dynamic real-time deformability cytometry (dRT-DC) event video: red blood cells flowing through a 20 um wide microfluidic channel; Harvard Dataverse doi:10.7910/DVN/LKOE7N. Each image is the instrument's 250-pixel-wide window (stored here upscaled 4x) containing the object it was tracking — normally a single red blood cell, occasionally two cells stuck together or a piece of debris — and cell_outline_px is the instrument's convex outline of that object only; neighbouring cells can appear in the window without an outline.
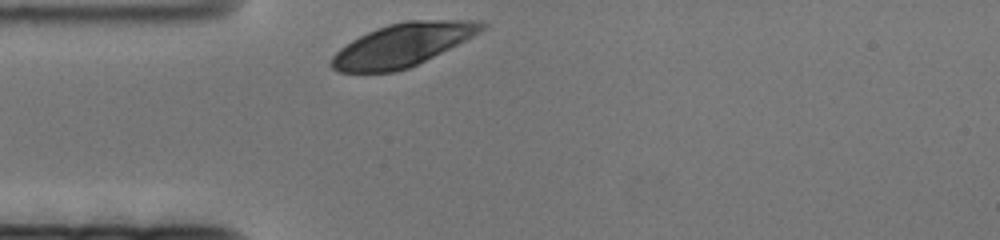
{"species": "human", "species_latin": "Homo sapiens", "temperature_condition": "cold", "stored_images_in_passage": 43, "camera_frame_rate_fps": 3000, "um_per_image_px": 0.085, "donor": {"sex": "female"}, "frame": {"image": 1, "passage_image": 1, "time_ms": 0.0, "image_size_px": [1000, 240], "cell_outline_px": [[488, 24], [480, 32], [408, 68], [396, 72], [340, 72], [332, 68], [328, 64], [332, 56], [340, 48], [352, 40], [376, 28], [388, 24], [404, 20], [480, 20]], "centroid_in_image_um": [34.17, 3.81], "position_along_channel_um": 50.8, "area_um2": 37.28}}
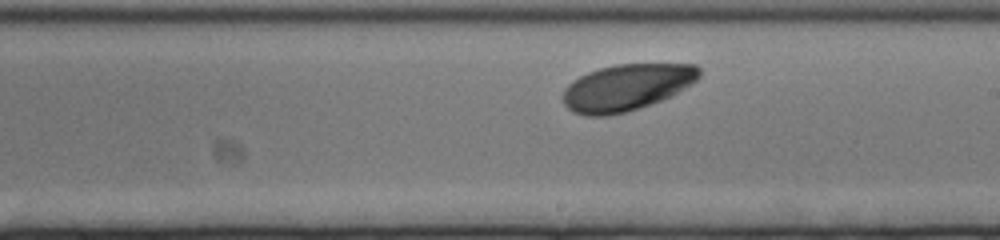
{"frame": {"image": 2, "passage_image": 25, "time_ms": 8.0, "image_size_px": [1000, 240], "cell_outline_px": [[700, 76], [692, 84], [672, 96], [640, 108], [628, 112], [608, 116], [584, 116], [572, 112], [564, 104], [564, 88], [572, 80], [588, 72], [600, 68], [616, 64], [696, 64], [700, 68]], "centroid_in_image_um": [53.27, 7.44], "position_along_channel_um": 235.7, "area_um2": 37.22}}
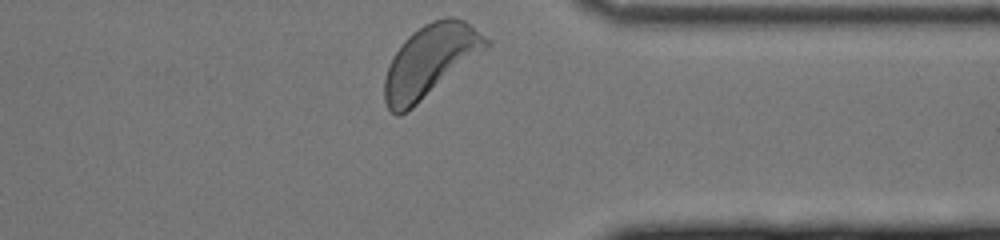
{"frame": {"image": 3, "passage_image": 43, "time_ms": 14.0, "image_size_px": [1000, 240], "cell_outline_px": [[492, 44], [412, 108], [400, 116], [396, 116], [388, 108], [384, 100], [384, 80], [392, 56], [404, 40], [412, 32], [424, 24], [432, 20], [448, 16], [452, 16], [464, 20], [492, 40]], "centroid_in_image_um": [36.56, 5.15], "position_along_channel_um": 374.8, "area_um2": 42.43}}